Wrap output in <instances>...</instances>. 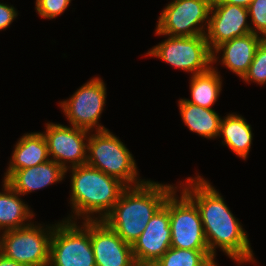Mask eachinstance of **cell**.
Returning <instances> with one entry per match:
<instances>
[{
	"instance_id": "obj_24",
	"label": "cell",
	"mask_w": 266,
	"mask_h": 266,
	"mask_svg": "<svg viewBox=\"0 0 266 266\" xmlns=\"http://www.w3.org/2000/svg\"><path fill=\"white\" fill-rule=\"evenodd\" d=\"M252 33L266 39V0H253L248 7Z\"/></svg>"
},
{
	"instance_id": "obj_16",
	"label": "cell",
	"mask_w": 266,
	"mask_h": 266,
	"mask_svg": "<svg viewBox=\"0 0 266 266\" xmlns=\"http://www.w3.org/2000/svg\"><path fill=\"white\" fill-rule=\"evenodd\" d=\"M66 170L53 160L16 170L6 182L21 196L43 189L64 179Z\"/></svg>"
},
{
	"instance_id": "obj_25",
	"label": "cell",
	"mask_w": 266,
	"mask_h": 266,
	"mask_svg": "<svg viewBox=\"0 0 266 266\" xmlns=\"http://www.w3.org/2000/svg\"><path fill=\"white\" fill-rule=\"evenodd\" d=\"M71 0H36L35 9L41 18L53 19L64 13Z\"/></svg>"
},
{
	"instance_id": "obj_3",
	"label": "cell",
	"mask_w": 266,
	"mask_h": 266,
	"mask_svg": "<svg viewBox=\"0 0 266 266\" xmlns=\"http://www.w3.org/2000/svg\"><path fill=\"white\" fill-rule=\"evenodd\" d=\"M69 169L72 172L70 205L73 214L65 220L76 221L81 217L83 221L103 220L127 186L88 164ZM93 213L99 215L95 217Z\"/></svg>"
},
{
	"instance_id": "obj_8",
	"label": "cell",
	"mask_w": 266,
	"mask_h": 266,
	"mask_svg": "<svg viewBox=\"0 0 266 266\" xmlns=\"http://www.w3.org/2000/svg\"><path fill=\"white\" fill-rule=\"evenodd\" d=\"M211 4L212 0L171 1L158 18L155 34L181 37L206 35Z\"/></svg>"
},
{
	"instance_id": "obj_14",
	"label": "cell",
	"mask_w": 266,
	"mask_h": 266,
	"mask_svg": "<svg viewBox=\"0 0 266 266\" xmlns=\"http://www.w3.org/2000/svg\"><path fill=\"white\" fill-rule=\"evenodd\" d=\"M91 244L96 266H133L132 246L103 220H91Z\"/></svg>"
},
{
	"instance_id": "obj_28",
	"label": "cell",
	"mask_w": 266,
	"mask_h": 266,
	"mask_svg": "<svg viewBox=\"0 0 266 266\" xmlns=\"http://www.w3.org/2000/svg\"><path fill=\"white\" fill-rule=\"evenodd\" d=\"M0 266H27V265L11 260L10 258H7L2 253H0Z\"/></svg>"
},
{
	"instance_id": "obj_6",
	"label": "cell",
	"mask_w": 266,
	"mask_h": 266,
	"mask_svg": "<svg viewBox=\"0 0 266 266\" xmlns=\"http://www.w3.org/2000/svg\"><path fill=\"white\" fill-rule=\"evenodd\" d=\"M52 226L30 225L2 232L0 253L7 258L27 266H48Z\"/></svg>"
},
{
	"instance_id": "obj_22",
	"label": "cell",
	"mask_w": 266,
	"mask_h": 266,
	"mask_svg": "<svg viewBox=\"0 0 266 266\" xmlns=\"http://www.w3.org/2000/svg\"><path fill=\"white\" fill-rule=\"evenodd\" d=\"M209 250H191L170 247L157 261L160 266H216Z\"/></svg>"
},
{
	"instance_id": "obj_26",
	"label": "cell",
	"mask_w": 266,
	"mask_h": 266,
	"mask_svg": "<svg viewBox=\"0 0 266 266\" xmlns=\"http://www.w3.org/2000/svg\"><path fill=\"white\" fill-rule=\"evenodd\" d=\"M16 9L12 5L0 2V31L9 28L13 20L18 16Z\"/></svg>"
},
{
	"instance_id": "obj_18",
	"label": "cell",
	"mask_w": 266,
	"mask_h": 266,
	"mask_svg": "<svg viewBox=\"0 0 266 266\" xmlns=\"http://www.w3.org/2000/svg\"><path fill=\"white\" fill-rule=\"evenodd\" d=\"M2 182L3 192H0V234L1 230L5 232L30 225L32 223L30 220L35 216L30 207L22 201L20 194L6 181Z\"/></svg>"
},
{
	"instance_id": "obj_12",
	"label": "cell",
	"mask_w": 266,
	"mask_h": 266,
	"mask_svg": "<svg viewBox=\"0 0 266 266\" xmlns=\"http://www.w3.org/2000/svg\"><path fill=\"white\" fill-rule=\"evenodd\" d=\"M248 8L225 3H212L206 40L211 51L221 43L252 33Z\"/></svg>"
},
{
	"instance_id": "obj_7",
	"label": "cell",
	"mask_w": 266,
	"mask_h": 266,
	"mask_svg": "<svg viewBox=\"0 0 266 266\" xmlns=\"http://www.w3.org/2000/svg\"><path fill=\"white\" fill-rule=\"evenodd\" d=\"M146 55L160 58L175 68L191 72L192 75L204 73L212 67V51L205 35L168 36Z\"/></svg>"
},
{
	"instance_id": "obj_2",
	"label": "cell",
	"mask_w": 266,
	"mask_h": 266,
	"mask_svg": "<svg viewBox=\"0 0 266 266\" xmlns=\"http://www.w3.org/2000/svg\"><path fill=\"white\" fill-rule=\"evenodd\" d=\"M178 186L145 180L128 186L103 221L131 246L142 234L153 215Z\"/></svg>"
},
{
	"instance_id": "obj_4",
	"label": "cell",
	"mask_w": 266,
	"mask_h": 266,
	"mask_svg": "<svg viewBox=\"0 0 266 266\" xmlns=\"http://www.w3.org/2000/svg\"><path fill=\"white\" fill-rule=\"evenodd\" d=\"M135 162L126 145L108 129L90 133L87 141L86 164L119 179L128 187L145 181L138 177V167Z\"/></svg>"
},
{
	"instance_id": "obj_20",
	"label": "cell",
	"mask_w": 266,
	"mask_h": 266,
	"mask_svg": "<svg viewBox=\"0 0 266 266\" xmlns=\"http://www.w3.org/2000/svg\"><path fill=\"white\" fill-rule=\"evenodd\" d=\"M178 106L182 121L190 131L207 139L218 137L221 117L214 109L191 104L184 98L178 101Z\"/></svg>"
},
{
	"instance_id": "obj_13",
	"label": "cell",
	"mask_w": 266,
	"mask_h": 266,
	"mask_svg": "<svg viewBox=\"0 0 266 266\" xmlns=\"http://www.w3.org/2000/svg\"><path fill=\"white\" fill-rule=\"evenodd\" d=\"M171 247L169 196L132 245L135 261L157 262Z\"/></svg>"
},
{
	"instance_id": "obj_5",
	"label": "cell",
	"mask_w": 266,
	"mask_h": 266,
	"mask_svg": "<svg viewBox=\"0 0 266 266\" xmlns=\"http://www.w3.org/2000/svg\"><path fill=\"white\" fill-rule=\"evenodd\" d=\"M55 223L48 266H96L91 244V220Z\"/></svg>"
},
{
	"instance_id": "obj_19",
	"label": "cell",
	"mask_w": 266,
	"mask_h": 266,
	"mask_svg": "<svg viewBox=\"0 0 266 266\" xmlns=\"http://www.w3.org/2000/svg\"><path fill=\"white\" fill-rule=\"evenodd\" d=\"M218 136L223 138V145H227L237 156L246 160L251 149L253 133L251 125L243 116L229 113L221 118Z\"/></svg>"
},
{
	"instance_id": "obj_15",
	"label": "cell",
	"mask_w": 266,
	"mask_h": 266,
	"mask_svg": "<svg viewBox=\"0 0 266 266\" xmlns=\"http://www.w3.org/2000/svg\"><path fill=\"white\" fill-rule=\"evenodd\" d=\"M264 40L260 35L249 33L232 40L225 41L212 51V64L216 63L218 54L222 53L221 64L241 79L247 73L253 61L257 47Z\"/></svg>"
},
{
	"instance_id": "obj_10",
	"label": "cell",
	"mask_w": 266,
	"mask_h": 266,
	"mask_svg": "<svg viewBox=\"0 0 266 266\" xmlns=\"http://www.w3.org/2000/svg\"><path fill=\"white\" fill-rule=\"evenodd\" d=\"M106 85L99 77L90 79L67 100L59 103L70 126L90 132L107 130L99 124L106 103Z\"/></svg>"
},
{
	"instance_id": "obj_27",
	"label": "cell",
	"mask_w": 266,
	"mask_h": 266,
	"mask_svg": "<svg viewBox=\"0 0 266 266\" xmlns=\"http://www.w3.org/2000/svg\"><path fill=\"white\" fill-rule=\"evenodd\" d=\"M253 0H212V3H225L231 5H239L248 8Z\"/></svg>"
},
{
	"instance_id": "obj_17",
	"label": "cell",
	"mask_w": 266,
	"mask_h": 266,
	"mask_svg": "<svg viewBox=\"0 0 266 266\" xmlns=\"http://www.w3.org/2000/svg\"><path fill=\"white\" fill-rule=\"evenodd\" d=\"M14 147L3 181H6L16 170L33 167L50 160L42 132L25 133Z\"/></svg>"
},
{
	"instance_id": "obj_9",
	"label": "cell",
	"mask_w": 266,
	"mask_h": 266,
	"mask_svg": "<svg viewBox=\"0 0 266 266\" xmlns=\"http://www.w3.org/2000/svg\"><path fill=\"white\" fill-rule=\"evenodd\" d=\"M177 188L169 194L171 247L191 250H209L201 216L196 204Z\"/></svg>"
},
{
	"instance_id": "obj_29",
	"label": "cell",
	"mask_w": 266,
	"mask_h": 266,
	"mask_svg": "<svg viewBox=\"0 0 266 266\" xmlns=\"http://www.w3.org/2000/svg\"><path fill=\"white\" fill-rule=\"evenodd\" d=\"M133 266H160L157 262L151 261V262H139L135 261Z\"/></svg>"
},
{
	"instance_id": "obj_23",
	"label": "cell",
	"mask_w": 266,
	"mask_h": 266,
	"mask_svg": "<svg viewBox=\"0 0 266 266\" xmlns=\"http://www.w3.org/2000/svg\"><path fill=\"white\" fill-rule=\"evenodd\" d=\"M242 80L247 83L252 81L259 85L266 84V39L257 47L253 61Z\"/></svg>"
},
{
	"instance_id": "obj_1",
	"label": "cell",
	"mask_w": 266,
	"mask_h": 266,
	"mask_svg": "<svg viewBox=\"0 0 266 266\" xmlns=\"http://www.w3.org/2000/svg\"><path fill=\"white\" fill-rule=\"evenodd\" d=\"M178 188L196 204L209 252L214 258L216 248H220L229 258L237 261L238 265L244 262L255 263L254 253L243 226L209 181L200 175L195 178L188 177Z\"/></svg>"
},
{
	"instance_id": "obj_11",
	"label": "cell",
	"mask_w": 266,
	"mask_h": 266,
	"mask_svg": "<svg viewBox=\"0 0 266 266\" xmlns=\"http://www.w3.org/2000/svg\"><path fill=\"white\" fill-rule=\"evenodd\" d=\"M45 129L42 133L47 143L49 158L61 165L66 173L69 168L86 164L90 131L52 122L46 123ZM68 163L71 164L67 165Z\"/></svg>"
},
{
	"instance_id": "obj_21",
	"label": "cell",
	"mask_w": 266,
	"mask_h": 266,
	"mask_svg": "<svg viewBox=\"0 0 266 266\" xmlns=\"http://www.w3.org/2000/svg\"><path fill=\"white\" fill-rule=\"evenodd\" d=\"M219 73L217 68L212 66L204 73L191 75V83H189L191 99L185 100L191 104L212 109L222 90V78Z\"/></svg>"
}]
</instances>
